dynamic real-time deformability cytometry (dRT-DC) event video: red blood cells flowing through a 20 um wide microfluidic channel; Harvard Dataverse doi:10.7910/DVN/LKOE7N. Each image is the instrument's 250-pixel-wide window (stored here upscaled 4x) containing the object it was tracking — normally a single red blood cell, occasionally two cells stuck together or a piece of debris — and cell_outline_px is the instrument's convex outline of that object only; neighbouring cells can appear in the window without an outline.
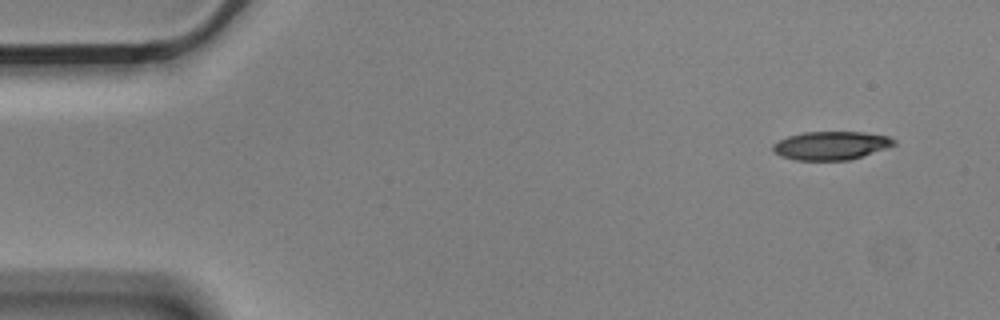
{"species": "Egyptian fruit bat (a non-hibernating species)", "species_latin": "Rousettus aegyptiacus", "temperature_condition": "cold", "stored_images_in_passage": 5, "camera_frame_rate_fps": 3000, "um_per_image_px": 0.085, "animal": {"sex": "male"}, "frame": {"image": 1, "passage_image": 1, "time_ms": 0.0, "image_size_px": [1000, 320], "cell_outline_px": [[896, 144], [848, 160], [796, 160], [780, 156], [772, 148], [772, 144], [788, 136], [804, 132], [864, 132], [888, 136], [896, 140]], "centroid_in_image_um": [70.61, 12.36], "position_along_channel_um": 14.4, "area_um2": 19.77}}
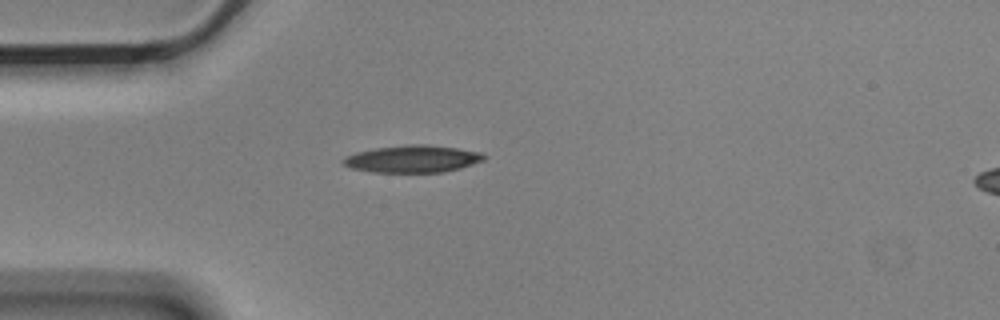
{"frame": {"image": 2, "passage_image": 4, "time_ms": 1.0, "image_size_px": [1000, 320], "cell_outline_px": [[488, 156], [484, 160], [460, 168], [444, 172], [372, 172], [352, 168], [344, 164], [340, 160], [344, 156], [356, 152], [376, 148], [412, 144], [424, 144], [456, 148], [480, 152]], "centroid_in_image_um": [35.06, 13.51], "position_along_channel_um": 49.9, "area_um2": 22.25}}